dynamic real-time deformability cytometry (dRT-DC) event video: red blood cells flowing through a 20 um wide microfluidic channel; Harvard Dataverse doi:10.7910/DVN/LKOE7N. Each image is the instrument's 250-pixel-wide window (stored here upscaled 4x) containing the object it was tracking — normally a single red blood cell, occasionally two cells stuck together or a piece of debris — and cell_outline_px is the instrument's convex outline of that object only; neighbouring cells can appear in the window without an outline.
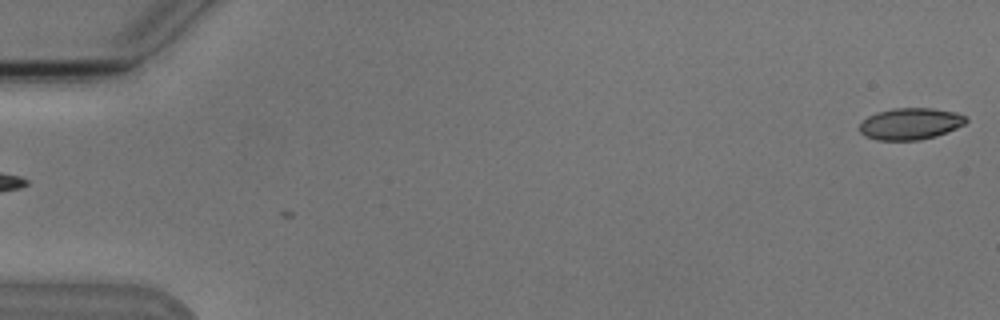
{"species": "Egyptian fruit bat (a non-hibernating species)", "species_latin": "Rousettus aegyptiacus", "temperature_condition": "cold", "stored_images_in_passage": 4, "segment_of_instrument_passage": [2, 2], "camera_frame_rate_fps": 3000, "um_per_image_px": 0.085, "animal": {"sex": "male"}, "frame": {"image": 1, "passage_image": 4, "time_ms": 3.667, "image_size_px": [1000, 320], "cell_outline_px": [[968, 120], [964, 124], [956, 128], [936, 136], [920, 140], [876, 140], [864, 136], [860, 132], [860, 124], [868, 116], [876, 112], [892, 108], [932, 108], [956, 112], [964, 116]], "centroid_in_image_um": [77.36, 10.52], "position_along_channel_um": 7.6, "area_um2": 19.65}}